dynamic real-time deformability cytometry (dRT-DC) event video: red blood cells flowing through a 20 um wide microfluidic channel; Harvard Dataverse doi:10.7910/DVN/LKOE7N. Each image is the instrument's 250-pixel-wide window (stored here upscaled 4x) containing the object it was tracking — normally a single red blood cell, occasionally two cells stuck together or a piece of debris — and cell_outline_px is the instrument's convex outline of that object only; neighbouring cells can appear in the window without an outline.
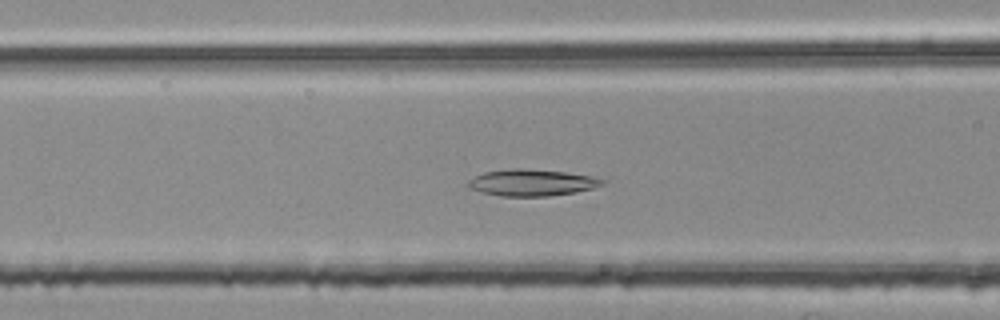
{"species": "common noctule bat (a hibernating species)", "species_latin": "Nyctalus noctula", "temperature_condition": "room temperature", "stored_images_in_passage": 42, "camera_frame_rate_fps": 3000, "um_per_image_px": 0.085, "animal": {"sex": "female", "body_mass_g": 25.1}, "frame": {"image": 1, "passage_image": 12, "time_ms": 3.667, "image_size_px": [1000, 320], "cell_outline_px": [[608, 180], [604, 184], [592, 188], [576, 192], [548, 196], [500, 196], [480, 192], [468, 188], [468, 180], [484, 172], [512, 168], [520, 168], [564, 172], [592, 176]], "centroid_in_image_um": [45.2, 15.52], "position_along_channel_um": 121.4, "area_um2": 20.81}}
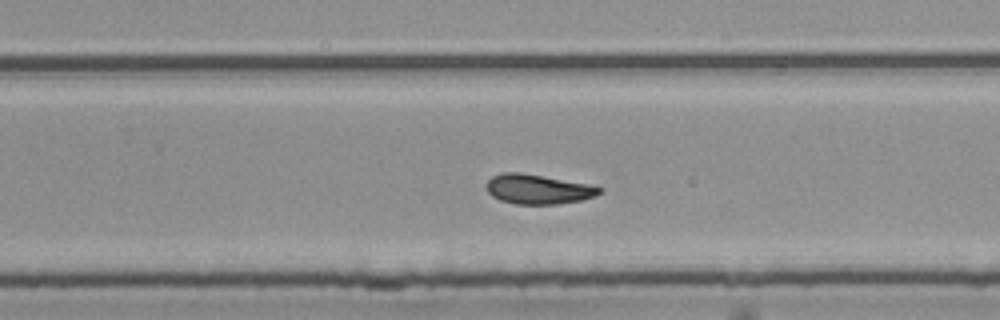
{"frame": {"image": 2, "passage_image": 25, "time_ms": 8.0, "image_size_px": [1000, 320], "cell_outline_px": [[604, 188], [596, 196], [580, 200], [556, 204], [516, 204], [500, 200], [492, 196], [488, 192], [484, 184], [492, 176], [504, 172], [520, 172], [588, 184]], "centroid_in_image_um": [45.7, 16.08], "position_along_channel_um": 284.1, "area_um2": 19.48}}
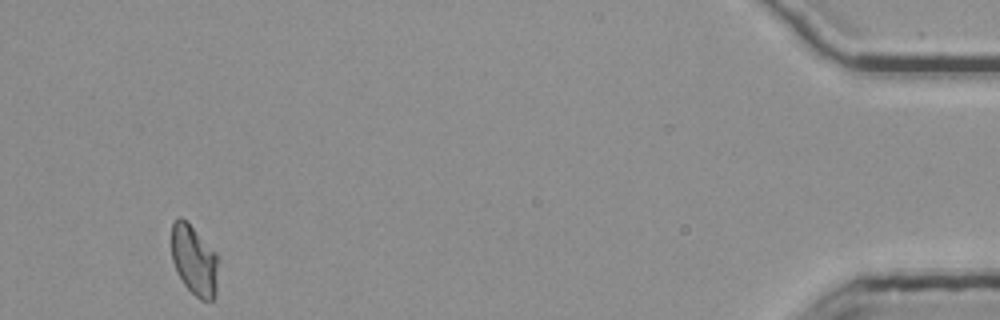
{"frame": {"image": 3, "passage_image": 42, "time_ms": 13.667, "image_size_px": [1000, 320], "cell_outline_px": [[220, 260], [216, 296], [212, 300], [200, 300], [184, 284], [176, 272], [172, 260], [172, 224], [180, 216], [216, 252]], "centroid_in_image_um": [16.55, 22.18], "position_along_channel_um": 418.6, "area_um2": 19.19}, "authors_computed_cell_mechanics": {"area_um2": 19.4786, "velocity_mm_per_s": 3.762, "shape_relaxation_time_tau1_ms": null, "shape_relaxation_time_tau2_ms": 5.1841, "deformation_change_tau1": null, "deformation_change_tau2": 0.1083}}